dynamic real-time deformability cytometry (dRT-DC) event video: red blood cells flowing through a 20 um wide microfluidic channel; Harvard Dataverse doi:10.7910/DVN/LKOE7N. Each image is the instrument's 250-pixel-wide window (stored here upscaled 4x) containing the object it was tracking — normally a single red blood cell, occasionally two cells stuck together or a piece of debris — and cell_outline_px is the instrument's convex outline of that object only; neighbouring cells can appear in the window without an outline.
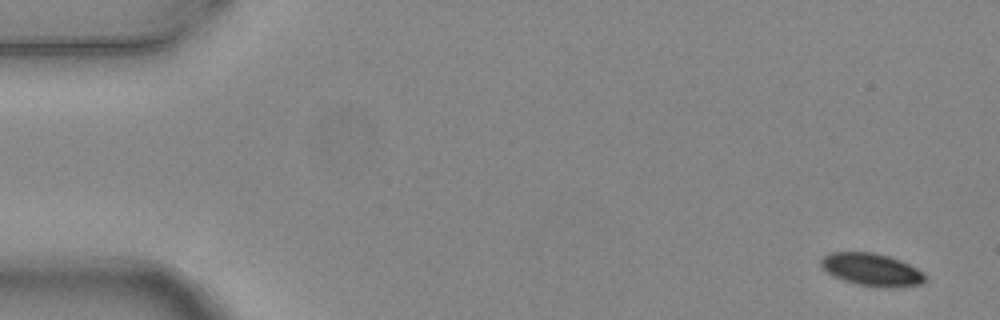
{"species": "common noctule bat (a hibernating species)", "species_latin": "Nyctalus noctula", "temperature_condition": "warm", "stored_images_in_passage": 6, "segment_of_instrument_passage": [1, 2], "camera_frame_rate_fps": 3000, "um_per_image_px": 0.085, "animal": {"sex": "female", "body_mass_g": 24.6, "forearm_length_mm": 56.2}, "frame": {"image": 1, "passage_image": 1, "time_ms": 0.0, "image_size_px": [1000, 320], "cell_outline_px": [[924, 280], [920, 284], [856, 284], [844, 280], [828, 272], [820, 264], [820, 260], [828, 252], [872, 252], [888, 256], [900, 260], [924, 272]], "centroid_in_image_um": [74.01, 22.84], "position_along_channel_um": 11.0, "area_um2": 18.55}}
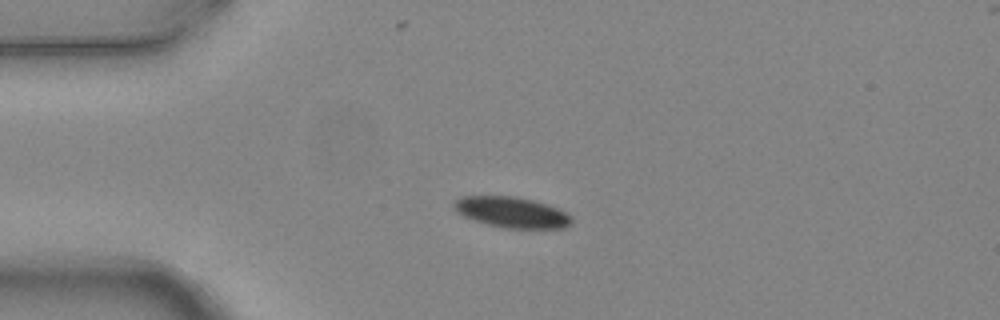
{"frame": {"image": 2, "passage_image": 4, "time_ms": 1.0, "image_size_px": [1000, 320], "cell_outline_px": [[572, 224], [564, 228], [504, 228], [472, 220], [456, 212], [452, 204], [460, 196], [516, 196], [548, 204], [564, 212], [572, 220]], "centroid_in_image_um": [43.46, 18.04], "position_along_channel_um": 41.5, "area_um2": 21.04}}